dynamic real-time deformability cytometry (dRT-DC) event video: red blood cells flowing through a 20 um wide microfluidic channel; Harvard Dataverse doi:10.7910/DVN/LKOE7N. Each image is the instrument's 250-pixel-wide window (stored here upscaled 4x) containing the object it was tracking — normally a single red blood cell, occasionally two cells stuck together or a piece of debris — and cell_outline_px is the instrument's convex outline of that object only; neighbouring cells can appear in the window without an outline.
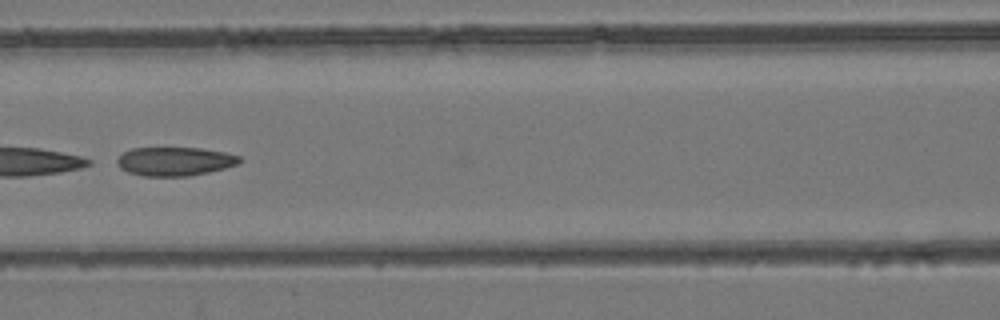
{"species": "common noctule bat (a hibernating species)", "species_latin": "Nyctalus noctula", "temperature_condition": "room temperature", "stored_images_in_passage": 9, "camera_frame_rate_fps": 3000, "um_per_image_px": 0.085, "animal": {"sex": "female", "body_mass_g": 24.6, "forearm_length_mm": 56.2}, "frame": {"image": 1, "passage_image": 9, "time_ms": 12.333, "image_size_px": [1000, 320], "cell_outline_px": [[240, 160], [236, 164], [224, 168], [208, 172], [188, 176], [144, 176], [128, 172], [120, 168], [116, 164], [116, 160], [124, 152], [132, 148], [200, 148], [224, 152], [240, 156]], "centroid_in_image_um": [14.82, 13.71], "position_along_channel_um": 151.8, "area_um2": 20.35}}